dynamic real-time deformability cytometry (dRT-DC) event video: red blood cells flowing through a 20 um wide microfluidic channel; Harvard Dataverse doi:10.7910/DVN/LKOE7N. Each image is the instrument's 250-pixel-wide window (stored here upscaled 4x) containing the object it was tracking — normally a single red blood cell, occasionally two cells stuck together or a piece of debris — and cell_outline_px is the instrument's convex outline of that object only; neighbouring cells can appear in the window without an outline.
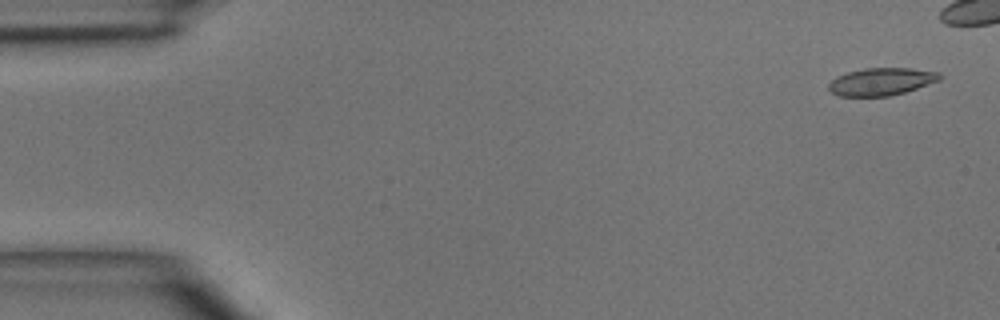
{"species": "common noctule bat (a hibernating species)", "species_latin": "Nyctalus noctula", "temperature_condition": "room temperature", "stored_images_in_passage": 5, "camera_frame_rate_fps": 3000, "um_per_image_px": 0.085, "animal": {"sex": "male", "body_mass_g": 15.6}, "frame": {"image": 1, "passage_image": 1, "time_ms": 0.0, "image_size_px": [1000, 320], "cell_outline_px": [[940, 80], [904, 92], [888, 96], [840, 96], [832, 92], [828, 88], [828, 84], [836, 76], [848, 72], [864, 68], [912, 68], [940, 72]], "centroid_in_image_um": [74.9, 6.93], "position_along_channel_um": 10.1, "area_um2": 17.69}}